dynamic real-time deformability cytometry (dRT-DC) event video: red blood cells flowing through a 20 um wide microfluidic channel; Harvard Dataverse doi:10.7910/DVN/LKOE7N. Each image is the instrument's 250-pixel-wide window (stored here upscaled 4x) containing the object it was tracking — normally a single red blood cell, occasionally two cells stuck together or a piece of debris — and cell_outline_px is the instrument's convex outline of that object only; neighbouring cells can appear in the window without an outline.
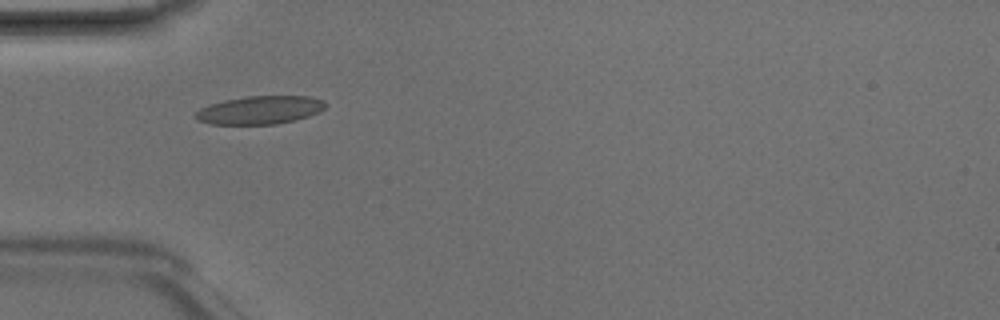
{"species": "Egyptian fruit bat (a non-hibernating species)", "species_latin": "Rousettus aegyptiacus", "temperature_condition": "room temperature", "stored_images_in_passage": 6, "camera_frame_rate_fps": 3000, "um_per_image_px": 0.085, "animal": {"sex": "male"}, "frame": {"image": 1, "passage_image": 5, "time_ms": 1.333, "image_size_px": [1000, 320], "cell_outline_px": [[328, 104], [320, 112], [296, 120], [276, 124], [208, 124], [196, 120], [196, 112], [200, 108], [208, 104], [224, 100], [248, 96], [308, 96], [324, 100]], "centroid_in_image_um": [22.1, 9.35], "position_along_channel_um": 62.9, "area_um2": 21.5}}